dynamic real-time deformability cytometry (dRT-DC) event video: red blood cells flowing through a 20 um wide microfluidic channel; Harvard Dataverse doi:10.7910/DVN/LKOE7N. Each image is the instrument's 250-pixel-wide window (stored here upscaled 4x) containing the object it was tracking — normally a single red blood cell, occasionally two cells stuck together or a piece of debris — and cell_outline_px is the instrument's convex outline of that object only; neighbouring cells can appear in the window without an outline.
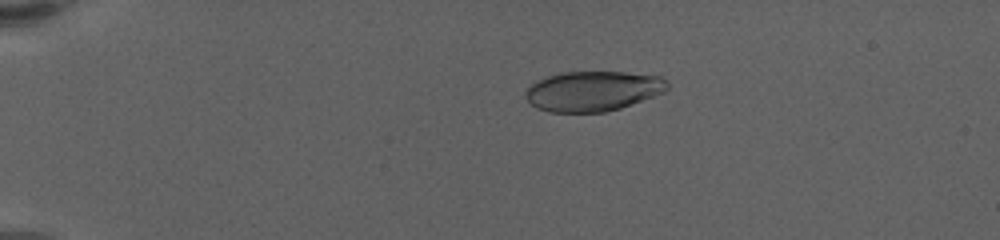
{"species": "human", "species_latin": "Homo sapiens", "temperature_condition": "warm", "stored_images_in_passage": 49, "camera_frame_rate_fps": 3000, "um_per_image_px": 0.085, "donor": {"sex": "female"}, "frame": {"image": 1, "passage_image": 2, "time_ms": 0.333, "image_size_px": [1000, 240], "cell_outline_px": [[668, 88], [664, 92], [620, 108], [604, 112], [548, 112], [536, 108], [524, 96], [524, 92], [536, 80], [560, 72], [624, 72], [660, 76], [668, 84]], "centroid_in_image_um": [50.36, 7.74], "position_along_channel_um": 34.6, "area_um2": 33.0}}
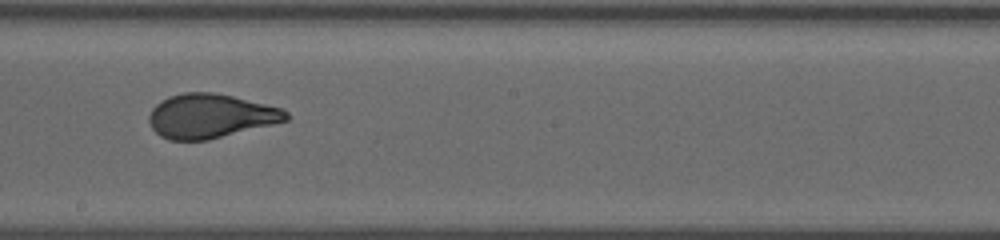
{"frame": {"image": 2, "passage_image": 25, "time_ms": 8.0, "image_size_px": [1000, 240], "cell_outline_px": [[288, 120], [208, 140], [168, 140], [160, 136], [152, 128], [148, 120], [148, 116], [152, 108], [160, 100], [168, 96], [184, 92], [212, 92], [232, 96], [280, 108], [288, 112]], "centroid_in_image_um": [17.82, 9.86], "position_along_channel_um": 230.4, "area_um2": 35.08}}
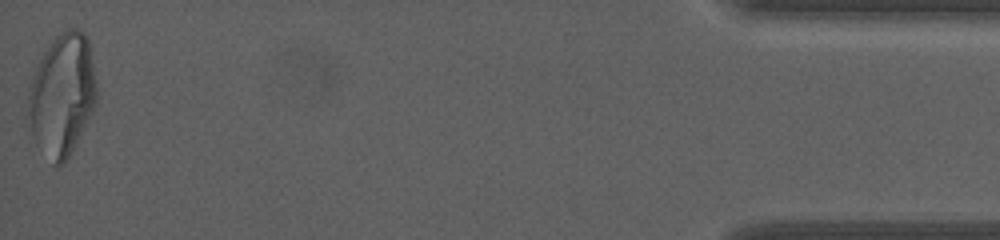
{"frame": {"image": 3, "passage_image": 49, "time_ms": 16.0, "image_size_px": [1000, 240], "cell_outline_px": [[96, 104], [92, 112], [64, 164], [56, 168], [52, 164], [36, 144], [32, 132], [28, 112], [28, 88], [36, 68], [44, 52], [56, 36], [60, 32], [68, 28], [76, 28], [84, 32], [88, 40], [96, 80]], "centroid_in_image_um": [5.28, 8.07], "position_along_channel_um": 429.9, "area_um2": 48.38}, "authors_computed_cell_mechanics": {"area_um2": 35.4892, "velocity_mm_per_s": 3.5033, "shape_relaxation_time_tau1_ms": 8.4494, "shape_relaxation_time_tau2_ms": null, "deformation_change_tau1": 0.2533, "deformation_change_tau2": null}}